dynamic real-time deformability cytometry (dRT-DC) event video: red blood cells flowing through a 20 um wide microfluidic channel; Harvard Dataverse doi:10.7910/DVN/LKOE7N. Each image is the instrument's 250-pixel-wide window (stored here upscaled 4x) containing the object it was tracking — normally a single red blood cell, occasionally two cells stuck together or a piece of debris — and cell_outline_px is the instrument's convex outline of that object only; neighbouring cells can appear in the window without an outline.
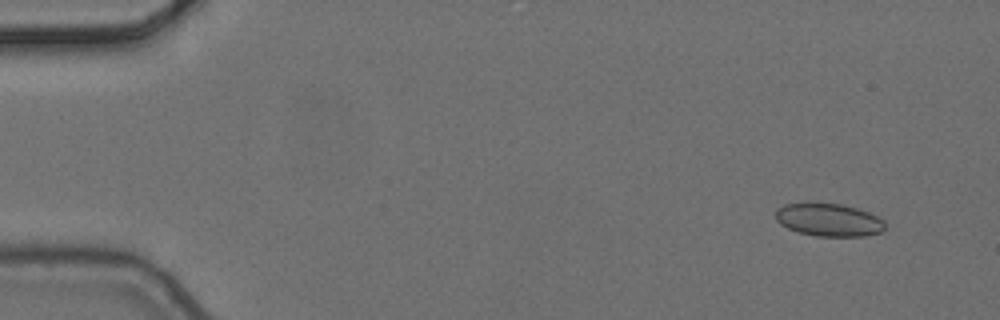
{"species": "common noctule bat (a hibernating species)", "species_latin": "Nyctalus noctula", "temperature_condition": "cold", "stored_images_in_passage": 5, "camera_frame_rate_fps": 3000, "um_per_image_px": 0.085, "animal": {"sex": "female", "body_mass_g": 24.6, "forearm_length_mm": 56.2}, "frame": {"image": 1, "passage_image": 1, "time_ms": 0.0, "image_size_px": [1000, 320], "cell_outline_px": [[884, 228], [880, 232], [864, 236], [816, 236], [796, 232], [780, 224], [776, 220], [776, 208], [784, 204], [844, 204], [868, 212], [884, 220]], "centroid_in_image_um": [70.43, 18.7], "position_along_channel_um": 14.6, "area_um2": 20.75}}
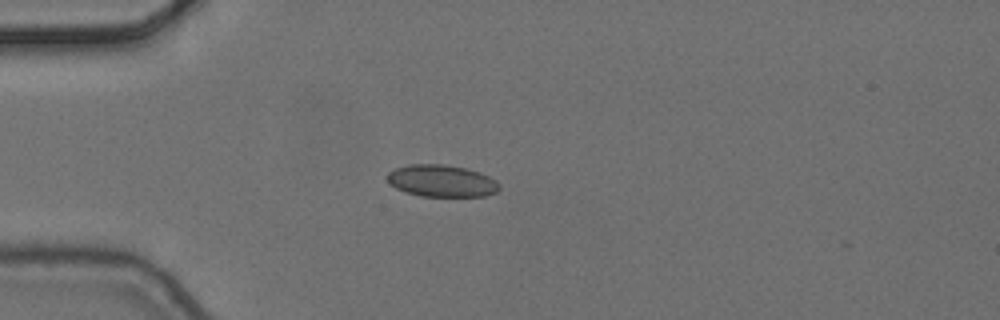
{"frame": {"image": 2, "passage_image": 4, "time_ms": 1.0, "image_size_px": [1000, 320], "cell_outline_px": [[500, 188], [496, 192], [484, 196], [420, 196], [396, 188], [388, 180], [388, 172], [396, 168], [408, 164], [440, 164], [464, 168], [480, 172], [496, 180], [500, 184]], "centroid_in_image_um": [37.57, 15.37], "position_along_channel_um": 47.4, "area_um2": 20.69}}
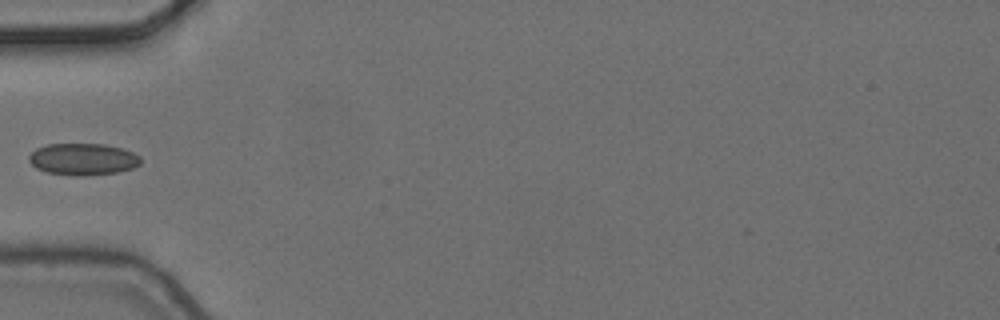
{"frame": {"image": 3, "passage_image": 5, "time_ms": 1.333, "image_size_px": [1000, 320], "cell_outline_px": [[140, 164], [132, 168], [116, 172], [76, 176], [48, 172], [36, 168], [28, 160], [28, 156], [36, 148], [48, 144], [104, 144], [120, 148], [132, 152], [140, 156]], "centroid_in_image_um": [7.03, 13.52], "position_along_channel_um": 78.0, "area_um2": 20.46}}